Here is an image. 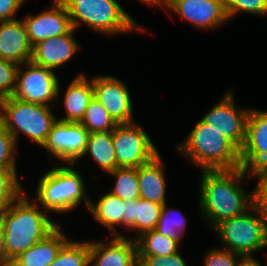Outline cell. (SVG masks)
Returning a JSON list of instances; mask_svg holds the SVG:
<instances>
[{"instance_id":"6da1fadb","label":"cell","mask_w":267,"mask_h":266,"mask_svg":"<svg viewBox=\"0 0 267 266\" xmlns=\"http://www.w3.org/2000/svg\"><path fill=\"white\" fill-rule=\"evenodd\" d=\"M246 170L202 171L200 207L203 217L214 228L220 222L241 215L253 206L252 193H246L238 184Z\"/></svg>"},{"instance_id":"7a4b0ae2","label":"cell","mask_w":267,"mask_h":266,"mask_svg":"<svg viewBox=\"0 0 267 266\" xmlns=\"http://www.w3.org/2000/svg\"><path fill=\"white\" fill-rule=\"evenodd\" d=\"M24 192L4 211L0 212V224L4 233L5 249L12 261L44 239L57 226L39 205L31 204Z\"/></svg>"},{"instance_id":"3957f363","label":"cell","mask_w":267,"mask_h":266,"mask_svg":"<svg viewBox=\"0 0 267 266\" xmlns=\"http://www.w3.org/2000/svg\"><path fill=\"white\" fill-rule=\"evenodd\" d=\"M178 150L202 171L241 168L240 150L216 129L200 120Z\"/></svg>"},{"instance_id":"277c9868","label":"cell","mask_w":267,"mask_h":266,"mask_svg":"<svg viewBox=\"0 0 267 266\" xmlns=\"http://www.w3.org/2000/svg\"><path fill=\"white\" fill-rule=\"evenodd\" d=\"M82 198L88 208L91 201L85 194L83 178L71 164L57 166L39 179L36 199L46 212H68L76 208Z\"/></svg>"},{"instance_id":"5b68a950","label":"cell","mask_w":267,"mask_h":266,"mask_svg":"<svg viewBox=\"0 0 267 266\" xmlns=\"http://www.w3.org/2000/svg\"><path fill=\"white\" fill-rule=\"evenodd\" d=\"M74 29L80 22L106 35L142 30L116 0H61Z\"/></svg>"},{"instance_id":"8992f818","label":"cell","mask_w":267,"mask_h":266,"mask_svg":"<svg viewBox=\"0 0 267 266\" xmlns=\"http://www.w3.org/2000/svg\"><path fill=\"white\" fill-rule=\"evenodd\" d=\"M48 105L28 103L13 96L0 101V123L9 131L17 143L19 132L41 147L46 142L57 117Z\"/></svg>"},{"instance_id":"52a82bcc","label":"cell","mask_w":267,"mask_h":266,"mask_svg":"<svg viewBox=\"0 0 267 266\" xmlns=\"http://www.w3.org/2000/svg\"><path fill=\"white\" fill-rule=\"evenodd\" d=\"M253 211L255 216L251 214ZM241 215L226 219L213 229L226 250L242 257L267 247V218L253 206Z\"/></svg>"},{"instance_id":"ba28073f","label":"cell","mask_w":267,"mask_h":266,"mask_svg":"<svg viewBox=\"0 0 267 266\" xmlns=\"http://www.w3.org/2000/svg\"><path fill=\"white\" fill-rule=\"evenodd\" d=\"M112 138L117 167L138 168L159 154L147 133L133 122L117 124Z\"/></svg>"},{"instance_id":"9c48e42d","label":"cell","mask_w":267,"mask_h":266,"mask_svg":"<svg viewBox=\"0 0 267 266\" xmlns=\"http://www.w3.org/2000/svg\"><path fill=\"white\" fill-rule=\"evenodd\" d=\"M25 71L17 72L16 88L13 97L28 103L49 105L59 94V80L54 70L34 64L32 61L22 64Z\"/></svg>"},{"instance_id":"30bf717a","label":"cell","mask_w":267,"mask_h":266,"mask_svg":"<svg viewBox=\"0 0 267 266\" xmlns=\"http://www.w3.org/2000/svg\"><path fill=\"white\" fill-rule=\"evenodd\" d=\"M89 132L80 122L56 120L42 147L61 161L72 166L82 158Z\"/></svg>"},{"instance_id":"8fae6325","label":"cell","mask_w":267,"mask_h":266,"mask_svg":"<svg viewBox=\"0 0 267 266\" xmlns=\"http://www.w3.org/2000/svg\"><path fill=\"white\" fill-rule=\"evenodd\" d=\"M232 92L217 103L201 120L216 129L241 150L246 136V124L250 109H236Z\"/></svg>"},{"instance_id":"7c38bea8","label":"cell","mask_w":267,"mask_h":266,"mask_svg":"<svg viewBox=\"0 0 267 266\" xmlns=\"http://www.w3.org/2000/svg\"><path fill=\"white\" fill-rule=\"evenodd\" d=\"M240 156L247 172L267 170V111L250 109Z\"/></svg>"},{"instance_id":"4fadbf2b","label":"cell","mask_w":267,"mask_h":266,"mask_svg":"<svg viewBox=\"0 0 267 266\" xmlns=\"http://www.w3.org/2000/svg\"><path fill=\"white\" fill-rule=\"evenodd\" d=\"M94 98L107 110L116 124L132 123L133 110L127 86L112 76L92 79Z\"/></svg>"},{"instance_id":"5bb4252c","label":"cell","mask_w":267,"mask_h":266,"mask_svg":"<svg viewBox=\"0 0 267 266\" xmlns=\"http://www.w3.org/2000/svg\"><path fill=\"white\" fill-rule=\"evenodd\" d=\"M164 7L202 29L228 21L224 0H163Z\"/></svg>"},{"instance_id":"9a60e30c","label":"cell","mask_w":267,"mask_h":266,"mask_svg":"<svg viewBox=\"0 0 267 266\" xmlns=\"http://www.w3.org/2000/svg\"><path fill=\"white\" fill-rule=\"evenodd\" d=\"M22 20L32 46L42 40L67 34L73 28L67 8L61 0H54L49 10L36 16L28 15Z\"/></svg>"},{"instance_id":"2e32d148","label":"cell","mask_w":267,"mask_h":266,"mask_svg":"<svg viewBox=\"0 0 267 266\" xmlns=\"http://www.w3.org/2000/svg\"><path fill=\"white\" fill-rule=\"evenodd\" d=\"M92 266H139L135 240L116 236L109 243L89 242Z\"/></svg>"},{"instance_id":"e0dca14e","label":"cell","mask_w":267,"mask_h":266,"mask_svg":"<svg viewBox=\"0 0 267 266\" xmlns=\"http://www.w3.org/2000/svg\"><path fill=\"white\" fill-rule=\"evenodd\" d=\"M32 53L23 20L0 21V59L19 66L31 61Z\"/></svg>"},{"instance_id":"ac0fdd59","label":"cell","mask_w":267,"mask_h":266,"mask_svg":"<svg viewBox=\"0 0 267 266\" xmlns=\"http://www.w3.org/2000/svg\"><path fill=\"white\" fill-rule=\"evenodd\" d=\"M75 29L67 34L42 40L33 46L31 61L39 66L53 70L70 61L79 49L73 38Z\"/></svg>"},{"instance_id":"d6986e66","label":"cell","mask_w":267,"mask_h":266,"mask_svg":"<svg viewBox=\"0 0 267 266\" xmlns=\"http://www.w3.org/2000/svg\"><path fill=\"white\" fill-rule=\"evenodd\" d=\"M68 241L58 225L44 239L13 259L11 266H49Z\"/></svg>"},{"instance_id":"ffe728a7","label":"cell","mask_w":267,"mask_h":266,"mask_svg":"<svg viewBox=\"0 0 267 266\" xmlns=\"http://www.w3.org/2000/svg\"><path fill=\"white\" fill-rule=\"evenodd\" d=\"M160 154L149 163L137 168L140 198L156 204L163 205L165 201V177Z\"/></svg>"},{"instance_id":"44dd1931","label":"cell","mask_w":267,"mask_h":266,"mask_svg":"<svg viewBox=\"0 0 267 266\" xmlns=\"http://www.w3.org/2000/svg\"><path fill=\"white\" fill-rule=\"evenodd\" d=\"M93 97L92 79L89 81L84 74H79L71 81L65 93L66 116L57 120L80 122Z\"/></svg>"},{"instance_id":"7402d4cb","label":"cell","mask_w":267,"mask_h":266,"mask_svg":"<svg viewBox=\"0 0 267 266\" xmlns=\"http://www.w3.org/2000/svg\"><path fill=\"white\" fill-rule=\"evenodd\" d=\"M124 204V200L108 192L98 200L97 204L90 202L88 210L98 222L109 228L112 235L121 236L115 225L123 226Z\"/></svg>"},{"instance_id":"603a6c76","label":"cell","mask_w":267,"mask_h":266,"mask_svg":"<svg viewBox=\"0 0 267 266\" xmlns=\"http://www.w3.org/2000/svg\"><path fill=\"white\" fill-rule=\"evenodd\" d=\"M90 154L102 171H113L117 168V159L113 145L112 131L101 133H89L86 148L83 153Z\"/></svg>"},{"instance_id":"cb8c5ba5","label":"cell","mask_w":267,"mask_h":266,"mask_svg":"<svg viewBox=\"0 0 267 266\" xmlns=\"http://www.w3.org/2000/svg\"><path fill=\"white\" fill-rule=\"evenodd\" d=\"M138 256H166L178 252L179 243L169 239L155 230L147 231L137 236Z\"/></svg>"},{"instance_id":"d4e9b609","label":"cell","mask_w":267,"mask_h":266,"mask_svg":"<svg viewBox=\"0 0 267 266\" xmlns=\"http://www.w3.org/2000/svg\"><path fill=\"white\" fill-rule=\"evenodd\" d=\"M80 123L89 133L113 131L117 126L107 110L94 97L85 110Z\"/></svg>"},{"instance_id":"484cf974","label":"cell","mask_w":267,"mask_h":266,"mask_svg":"<svg viewBox=\"0 0 267 266\" xmlns=\"http://www.w3.org/2000/svg\"><path fill=\"white\" fill-rule=\"evenodd\" d=\"M109 174L116 178L115 186L110 193L124 201L140 198L137 168L117 167Z\"/></svg>"},{"instance_id":"4316f807","label":"cell","mask_w":267,"mask_h":266,"mask_svg":"<svg viewBox=\"0 0 267 266\" xmlns=\"http://www.w3.org/2000/svg\"><path fill=\"white\" fill-rule=\"evenodd\" d=\"M162 206L141 198L135 199L134 224L130 228L139 230L138 236L144 232L155 230Z\"/></svg>"},{"instance_id":"83f0119b","label":"cell","mask_w":267,"mask_h":266,"mask_svg":"<svg viewBox=\"0 0 267 266\" xmlns=\"http://www.w3.org/2000/svg\"><path fill=\"white\" fill-rule=\"evenodd\" d=\"M49 266H90L89 242L68 241Z\"/></svg>"},{"instance_id":"f1b7e54d","label":"cell","mask_w":267,"mask_h":266,"mask_svg":"<svg viewBox=\"0 0 267 266\" xmlns=\"http://www.w3.org/2000/svg\"><path fill=\"white\" fill-rule=\"evenodd\" d=\"M172 211L174 213L176 210L167 209L166 203L163 204L155 231L179 243L184 235L187 220L185 216L176 217L174 214L172 215ZM178 211L180 212V210L176 212Z\"/></svg>"},{"instance_id":"f546056e","label":"cell","mask_w":267,"mask_h":266,"mask_svg":"<svg viewBox=\"0 0 267 266\" xmlns=\"http://www.w3.org/2000/svg\"><path fill=\"white\" fill-rule=\"evenodd\" d=\"M23 191L16 169L0 170V212L7 209Z\"/></svg>"},{"instance_id":"4dcf8cb0","label":"cell","mask_w":267,"mask_h":266,"mask_svg":"<svg viewBox=\"0 0 267 266\" xmlns=\"http://www.w3.org/2000/svg\"><path fill=\"white\" fill-rule=\"evenodd\" d=\"M228 20L239 11L255 15L267 14V0H224Z\"/></svg>"},{"instance_id":"1f68e13d","label":"cell","mask_w":267,"mask_h":266,"mask_svg":"<svg viewBox=\"0 0 267 266\" xmlns=\"http://www.w3.org/2000/svg\"><path fill=\"white\" fill-rule=\"evenodd\" d=\"M18 68L17 64L0 59V101L13 95L16 88Z\"/></svg>"},{"instance_id":"d6a6232c","label":"cell","mask_w":267,"mask_h":266,"mask_svg":"<svg viewBox=\"0 0 267 266\" xmlns=\"http://www.w3.org/2000/svg\"><path fill=\"white\" fill-rule=\"evenodd\" d=\"M16 145L13 136L0 123V170L16 169L14 158Z\"/></svg>"},{"instance_id":"836d02e7","label":"cell","mask_w":267,"mask_h":266,"mask_svg":"<svg viewBox=\"0 0 267 266\" xmlns=\"http://www.w3.org/2000/svg\"><path fill=\"white\" fill-rule=\"evenodd\" d=\"M247 179L257 177L256 189L252 192L253 207L267 218V170H252Z\"/></svg>"},{"instance_id":"e575fe53","label":"cell","mask_w":267,"mask_h":266,"mask_svg":"<svg viewBox=\"0 0 267 266\" xmlns=\"http://www.w3.org/2000/svg\"><path fill=\"white\" fill-rule=\"evenodd\" d=\"M241 257L229 250L216 248L206 255L204 264L205 266H237Z\"/></svg>"},{"instance_id":"d590c367","label":"cell","mask_w":267,"mask_h":266,"mask_svg":"<svg viewBox=\"0 0 267 266\" xmlns=\"http://www.w3.org/2000/svg\"><path fill=\"white\" fill-rule=\"evenodd\" d=\"M139 266H186L180 253L166 256H138Z\"/></svg>"},{"instance_id":"8d00e7d4","label":"cell","mask_w":267,"mask_h":266,"mask_svg":"<svg viewBox=\"0 0 267 266\" xmlns=\"http://www.w3.org/2000/svg\"><path fill=\"white\" fill-rule=\"evenodd\" d=\"M25 0H0V21L15 20L14 15Z\"/></svg>"},{"instance_id":"74e56055","label":"cell","mask_w":267,"mask_h":266,"mask_svg":"<svg viewBox=\"0 0 267 266\" xmlns=\"http://www.w3.org/2000/svg\"><path fill=\"white\" fill-rule=\"evenodd\" d=\"M134 204L135 200H125L123 226L127 229H130V227L134 224Z\"/></svg>"},{"instance_id":"f35d334b","label":"cell","mask_w":267,"mask_h":266,"mask_svg":"<svg viewBox=\"0 0 267 266\" xmlns=\"http://www.w3.org/2000/svg\"><path fill=\"white\" fill-rule=\"evenodd\" d=\"M11 263L5 249L4 233L0 224V266H11Z\"/></svg>"},{"instance_id":"ab89813d","label":"cell","mask_w":267,"mask_h":266,"mask_svg":"<svg viewBox=\"0 0 267 266\" xmlns=\"http://www.w3.org/2000/svg\"><path fill=\"white\" fill-rule=\"evenodd\" d=\"M237 266H262V265L252 256H246L240 258Z\"/></svg>"},{"instance_id":"60d3db41","label":"cell","mask_w":267,"mask_h":266,"mask_svg":"<svg viewBox=\"0 0 267 266\" xmlns=\"http://www.w3.org/2000/svg\"><path fill=\"white\" fill-rule=\"evenodd\" d=\"M139 1H142V2H146V3H149V4H152V5H156V6H160L161 8H163V0H139Z\"/></svg>"}]
</instances>
